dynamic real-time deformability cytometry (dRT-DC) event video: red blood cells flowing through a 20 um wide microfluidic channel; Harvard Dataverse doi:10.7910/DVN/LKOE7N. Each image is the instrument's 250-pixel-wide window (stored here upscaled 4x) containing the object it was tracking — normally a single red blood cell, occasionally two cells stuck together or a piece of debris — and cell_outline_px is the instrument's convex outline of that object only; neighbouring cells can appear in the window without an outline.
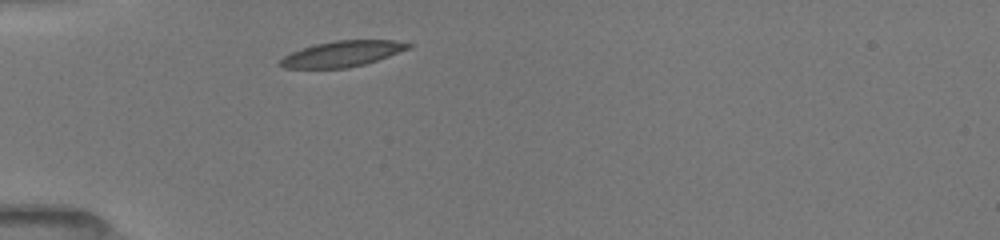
{"species": "common noctule bat (a hibernating species)", "species_latin": "Nyctalus noctula", "temperature_condition": "room temperature", "stored_images_in_passage": 4, "camera_frame_rate_fps": 3000, "um_per_image_px": 0.085, "animal": {"sex": "female", "body_mass_g": 19.5, "forearm_length_mm": 54.1}, "frame": {"image": 1, "passage_image": 1, "time_ms": 0.0, "image_size_px": [1000, 240], "cell_outline_px": [[412, 48], [364, 64], [344, 68], [284, 68], [276, 64], [284, 56], [292, 52], [316, 44], [336, 40], [392, 40], [412, 44]], "centroid_in_image_um": [29.08, 4.57], "position_along_channel_um": 55.9, "area_um2": 19.02}}
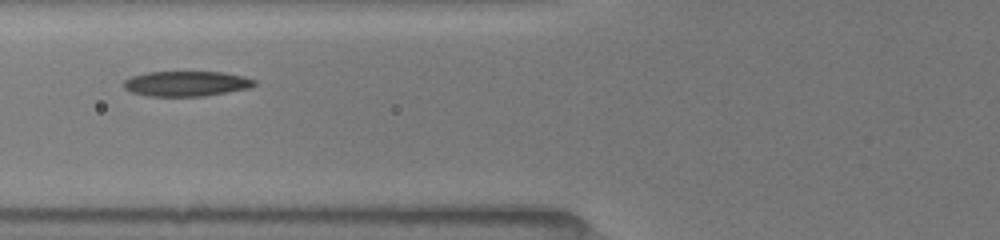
{"frame": {"image": 2, "passage_image": 3, "time_ms": 1.667, "image_size_px": [1000, 240], "cell_outline_px": [[256, 84], [252, 88], [204, 96], [148, 96], [132, 92], [124, 88], [124, 80], [132, 76], [148, 72], [224, 72], [244, 76], [256, 80]], "centroid_in_image_um": [15.89, 7.11], "position_along_channel_um": 109.9, "area_um2": 19.25}}